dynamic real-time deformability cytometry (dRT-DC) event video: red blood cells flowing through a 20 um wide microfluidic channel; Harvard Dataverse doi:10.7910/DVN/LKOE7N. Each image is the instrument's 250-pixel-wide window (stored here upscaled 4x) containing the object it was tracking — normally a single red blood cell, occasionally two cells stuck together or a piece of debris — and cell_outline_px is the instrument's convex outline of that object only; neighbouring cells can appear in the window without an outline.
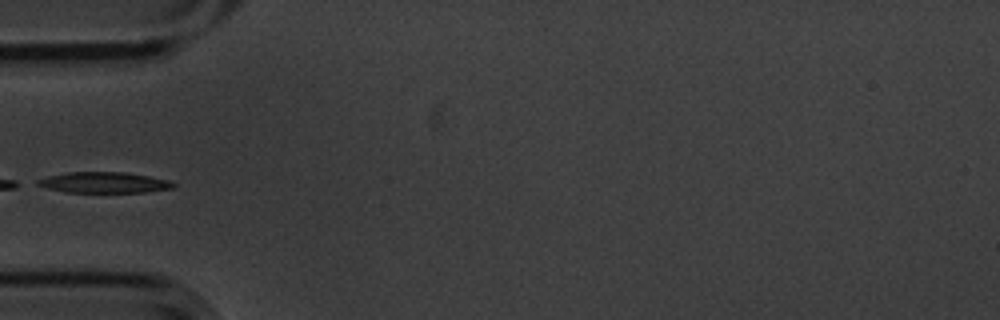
{"species": "common noctule bat (a hibernating species)", "species_latin": "Nyctalus noctula", "temperature_condition": "cold", "stored_images_in_passage": 38, "camera_frame_rate_fps": 3000, "um_per_image_px": 0.085, "animal": {"sex": "male", "body_mass_g": 20.1, "forearm_length_mm": 53.5}, "frame": {"image": 1, "passage_image": 1, "time_ms": 0.0, "image_size_px": [1000, 320], "cell_outline_px": [[176, 188], [144, 192], [64, 192], [48, 188], [36, 184], [36, 180], [48, 176], [68, 172], [124, 172], [148, 176], [168, 180], [176, 184]], "centroid_in_image_um": [8.86, 15.51], "position_along_channel_um": 76.1, "area_um2": 16.42}}
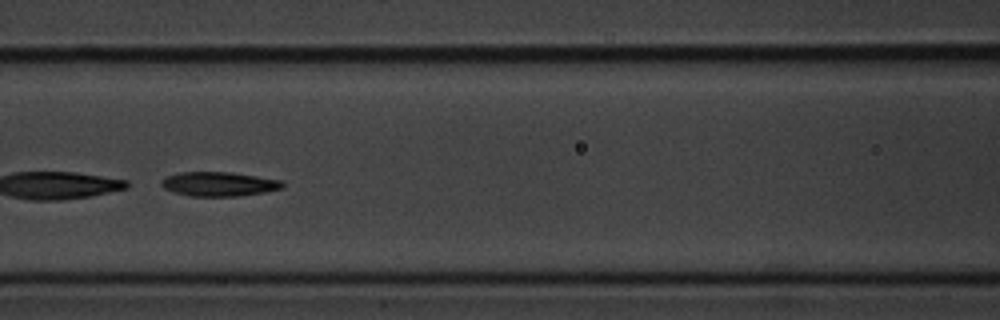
{"frame": {"image": 2, "passage_image": 7, "time_ms": 2.0, "image_size_px": [1000, 320], "cell_outline_px": [[284, 188], [264, 192], [236, 196], [188, 196], [164, 188], [160, 184], [160, 180], [168, 176], [180, 172], [232, 172], [280, 180], [284, 184]], "centroid_in_image_um": [18.6, 15.64], "position_along_channel_um": 148.0, "area_um2": 17.05}}
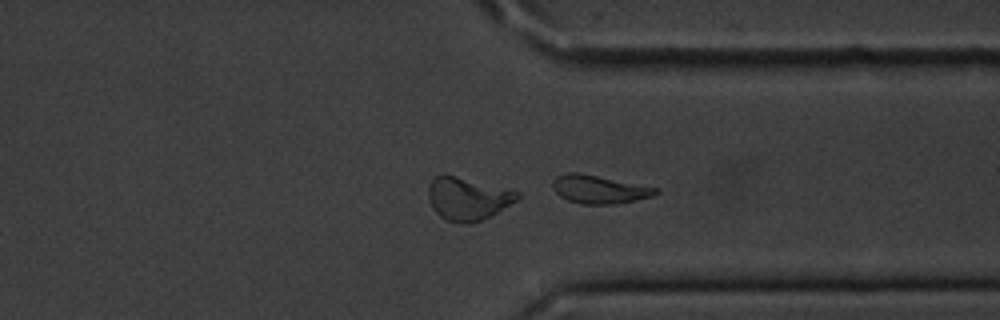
{"frame": {"image": 3, "passage_image": 25, "time_ms": 8.0, "image_size_px": [1000, 320], "cell_outline_px": [[660, 192], [652, 196], [612, 204], [580, 204], [568, 200], [560, 196], [552, 188], [552, 180], [556, 176], [564, 172], [576, 172], [660, 188]], "centroid_in_image_um": [50.89, 16.08], "position_along_channel_um": 360.5, "area_um2": 16.88}}